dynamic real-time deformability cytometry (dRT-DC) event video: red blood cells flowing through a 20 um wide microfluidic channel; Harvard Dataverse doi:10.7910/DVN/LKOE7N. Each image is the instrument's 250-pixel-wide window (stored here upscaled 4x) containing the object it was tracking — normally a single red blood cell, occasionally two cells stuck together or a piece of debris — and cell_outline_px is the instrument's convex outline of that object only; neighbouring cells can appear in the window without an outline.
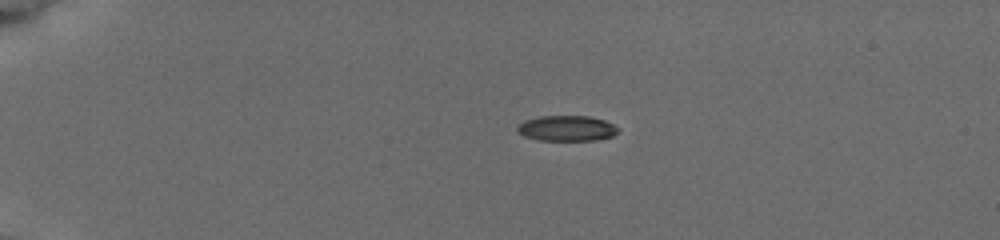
{"species": "common noctule bat (a hibernating species)", "species_latin": "Nyctalus noctula", "temperature_condition": "cold", "stored_images_in_passage": 4, "camera_frame_rate_fps": 3000, "um_per_image_px": 0.085, "animal": {"sex": "female", "body_mass_g": 19.5, "forearm_length_mm": 54.1}, "frame": {"image": 1, "passage_image": 1, "time_ms": 0.0, "image_size_px": [1000, 240], "cell_outline_px": [[620, 128], [612, 136], [596, 140], [540, 140], [524, 136], [516, 128], [524, 120], [540, 116], [588, 116], [604, 120]], "centroid_in_image_um": [48.18, 10.9], "position_along_channel_um": 36.8, "area_um2": 14.8}}
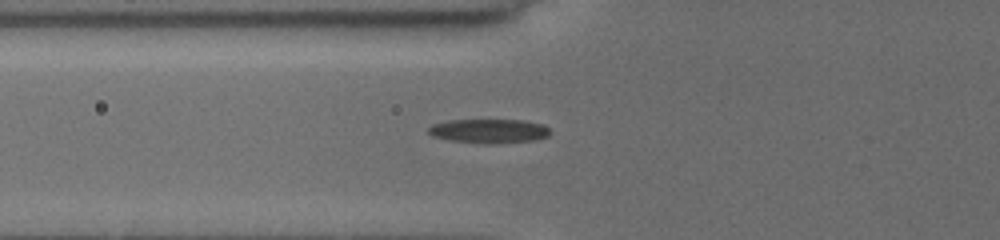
{"frame": {"image": 2, "passage_image": 4, "time_ms": 3.0, "image_size_px": [1000, 240], "cell_outline_px": [[552, 132], [548, 136], [532, 140], [488, 144], [448, 140], [432, 136], [428, 132], [428, 128], [432, 124], [448, 120], [524, 120], [544, 124]], "centroid_in_image_um": [41.56, 11.13], "position_along_channel_um": 84.2, "area_um2": 17.17}}